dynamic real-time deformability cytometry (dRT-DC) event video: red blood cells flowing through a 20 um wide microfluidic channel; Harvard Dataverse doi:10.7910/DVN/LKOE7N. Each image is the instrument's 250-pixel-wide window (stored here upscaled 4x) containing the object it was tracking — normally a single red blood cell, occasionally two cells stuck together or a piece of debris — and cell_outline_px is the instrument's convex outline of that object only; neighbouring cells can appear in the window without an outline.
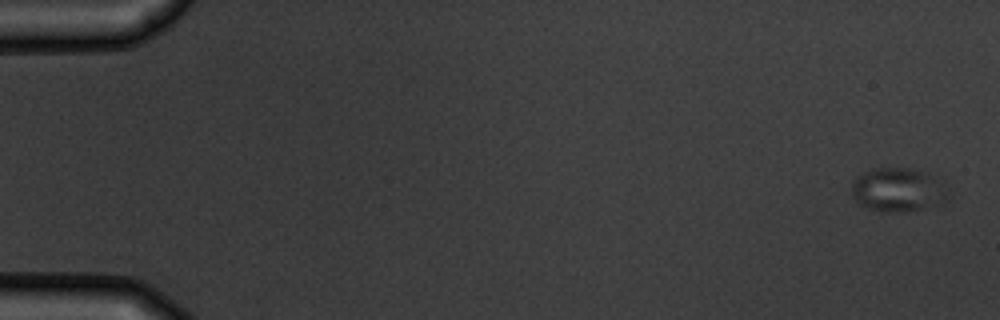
{"species": "common noctule bat (a hibernating species)", "species_latin": "Nyctalus noctula", "temperature_condition": "warm", "stored_images_in_passage": 6, "camera_frame_rate_fps": 3000, "um_per_image_px": 0.085, "animal": {"sex": "male", "body_mass_g": 19.5, "forearm_length_mm": 54.6}, "frame": {"image": 1, "passage_image": 1, "time_ms": 0.0, "image_size_px": [1000, 320], "cell_outline_px": [[952, 196], [948, 200], [920, 208], [904, 212], [880, 212], [864, 208], [852, 196], [852, 180], [856, 176], [864, 172], [876, 168], [908, 168], [928, 172], [944, 180]], "centroid_in_image_um": [76.37, 16.12], "position_along_channel_um": 8.6, "area_um2": 25.26}}
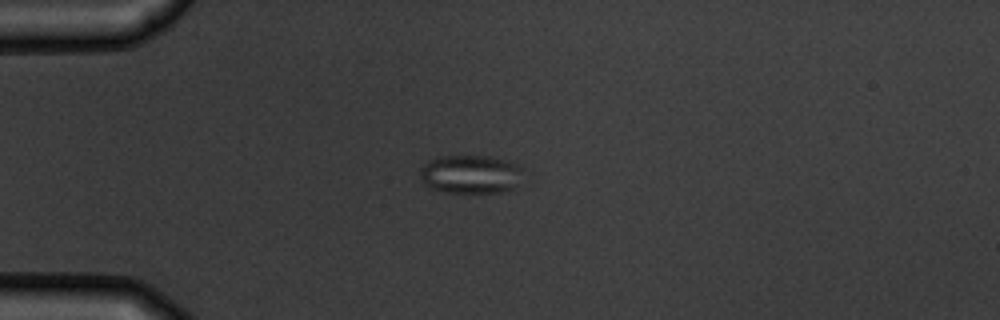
{"frame": {"image": 2, "passage_image": 5, "time_ms": 4.333, "image_size_px": [1000, 320], "cell_outline_px": [[524, 168], [512, 188], [504, 192], [444, 192], [432, 188], [424, 184], [420, 176], [420, 168], [428, 160], [436, 156], [488, 156], [508, 160]], "centroid_in_image_um": [39.95, 14.79], "position_along_channel_um": 45.0, "area_um2": 23.06}}